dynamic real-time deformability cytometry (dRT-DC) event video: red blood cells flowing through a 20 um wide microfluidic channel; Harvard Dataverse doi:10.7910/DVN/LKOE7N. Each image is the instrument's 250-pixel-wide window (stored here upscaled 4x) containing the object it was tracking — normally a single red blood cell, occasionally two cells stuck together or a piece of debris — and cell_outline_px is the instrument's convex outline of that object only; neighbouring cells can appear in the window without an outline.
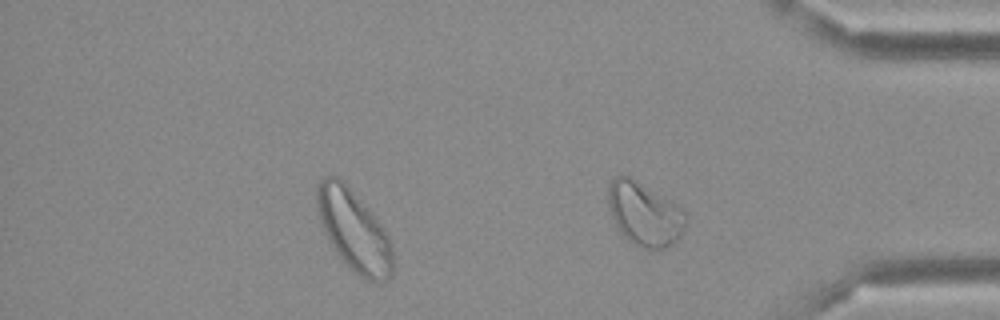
{"species": "Egyptian fruit bat (a non-hibernating species)", "species_latin": "Rousettus aegyptiacus", "temperature_condition": "cold", "stored_images_in_passage": 33, "camera_frame_rate_fps": 3000, "um_per_image_px": 0.085, "frame": {"image": 1, "passage_image": 33, "time_ms": 10.667, "image_size_px": [1000, 320], "cell_outline_px": [[688, 216], [684, 228], [680, 236], [672, 244], [664, 248], [644, 248], [632, 244], [620, 232], [612, 216], [608, 204], [608, 184], [616, 176], [632, 176], [672, 200]], "centroid_in_image_um": [54.78, 18.15], "position_along_channel_um": 380.4, "area_um2": 28.9}}